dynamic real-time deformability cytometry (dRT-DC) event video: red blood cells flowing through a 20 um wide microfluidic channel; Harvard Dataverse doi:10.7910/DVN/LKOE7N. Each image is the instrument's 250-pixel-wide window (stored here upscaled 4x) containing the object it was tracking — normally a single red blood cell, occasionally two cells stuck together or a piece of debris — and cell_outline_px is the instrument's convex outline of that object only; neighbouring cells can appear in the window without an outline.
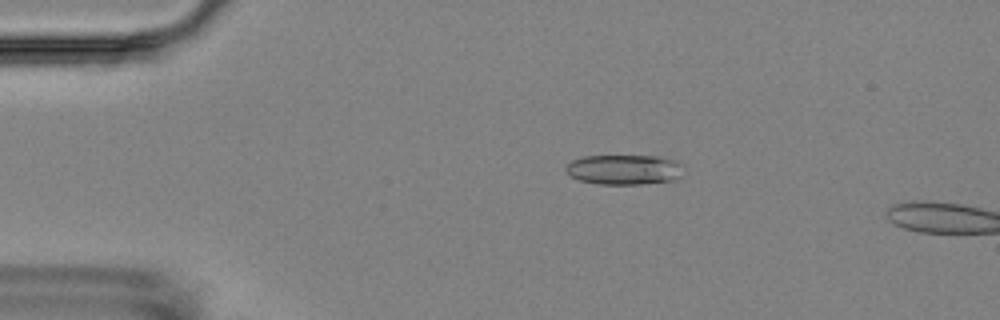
{"species": "Egyptian fruit bat (a non-hibernating species)", "species_latin": "Rousettus aegyptiacus", "temperature_condition": "room temperature", "stored_images_in_passage": 7, "camera_frame_rate_fps": 3000, "um_per_image_px": 0.085, "animal": {"sex": "female"}, "frame": {"image": 1, "passage_image": 4, "time_ms": 3.333, "image_size_px": [1000, 320], "cell_outline_px": [[684, 176], [676, 180], [640, 184], [600, 184], [580, 180], [572, 176], [564, 168], [572, 160], [584, 156], [660, 156], [676, 160], [684, 164]], "centroid_in_image_um": [53.16, 14.41], "position_along_channel_um": 31.8, "area_um2": 20.87}}